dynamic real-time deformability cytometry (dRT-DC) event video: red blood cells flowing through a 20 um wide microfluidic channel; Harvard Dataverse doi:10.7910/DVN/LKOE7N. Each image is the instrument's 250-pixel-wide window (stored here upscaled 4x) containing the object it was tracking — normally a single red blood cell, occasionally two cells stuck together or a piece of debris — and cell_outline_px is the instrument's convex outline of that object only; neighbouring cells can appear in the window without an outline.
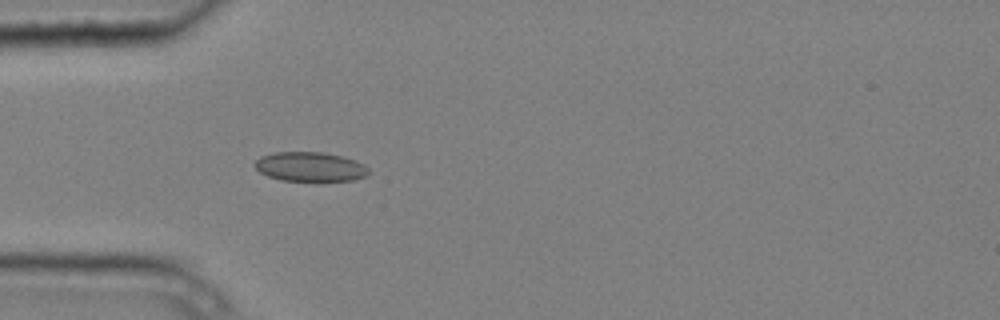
{"species": "common noctule bat (a hibernating species)", "species_latin": "Nyctalus noctula", "temperature_condition": "cold", "stored_images_in_passage": 5, "camera_frame_rate_fps": 3000, "um_per_image_px": 0.085, "animal": {"sex": "male", "body_mass_g": 20.4}, "frame": {"image": 1, "passage_image": 5, "time_ms": 1.333, "image_size_px": [1000, 320], "cell_outline_px": [[372, 172], [368, 176], [352, 180], [316, 184], [280, 180], [268, 176], [260, 172], [252, 164], [260, 156], [276, 152], [324, 152], [356, 160], [364, 164]], "centroid_in_image_um": [26.4, 14.23], "position_along_channel_um": 58.6, "area_um2": 20.58}}